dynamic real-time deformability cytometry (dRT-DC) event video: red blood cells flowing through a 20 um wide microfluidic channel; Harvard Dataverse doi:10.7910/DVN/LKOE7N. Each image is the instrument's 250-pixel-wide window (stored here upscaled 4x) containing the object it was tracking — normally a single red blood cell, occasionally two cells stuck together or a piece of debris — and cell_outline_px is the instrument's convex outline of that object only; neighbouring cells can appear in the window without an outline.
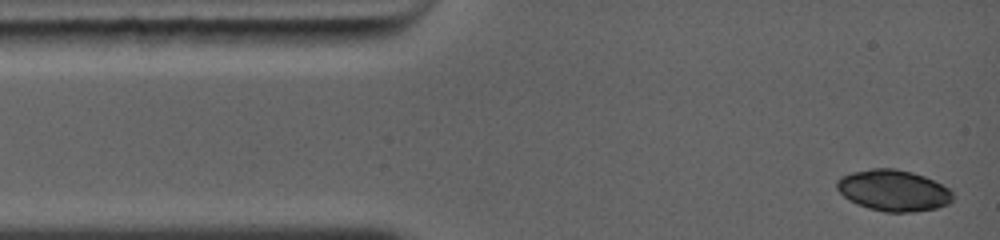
{"species": "common noctule bat (a hibernating species)", "species_latin": "Nyctalus noctula", "temperature_condition": "warm", "stored_images_in_passage": 5, "camera_frame_rate_fps": 5000, "um_per_image_px": 0.085, "animal": {"sex": "female", "body_mass_g": 19.0, "forearm_length_mm": 56.7}, "frame": {"image": 1, "passage_image": 1, "time_ms": 0.0, "image_size_px": [1000, 240], "cell_outline_px": [[952, 200], [948, 204], [936, 208], [912, 212], [884, 212], [868, 208], [856, 204], [848, 200], [836, 188], [836, 180], [840, 176], [852, 172], [872, 168], [896, 168], [912, 172], [924, 176], [948, 188], [952, 192]], "centroid_in_image_um": [75.9, 16.19], "position_along_channel_um": 9.1, "area_um2": 27.92}}